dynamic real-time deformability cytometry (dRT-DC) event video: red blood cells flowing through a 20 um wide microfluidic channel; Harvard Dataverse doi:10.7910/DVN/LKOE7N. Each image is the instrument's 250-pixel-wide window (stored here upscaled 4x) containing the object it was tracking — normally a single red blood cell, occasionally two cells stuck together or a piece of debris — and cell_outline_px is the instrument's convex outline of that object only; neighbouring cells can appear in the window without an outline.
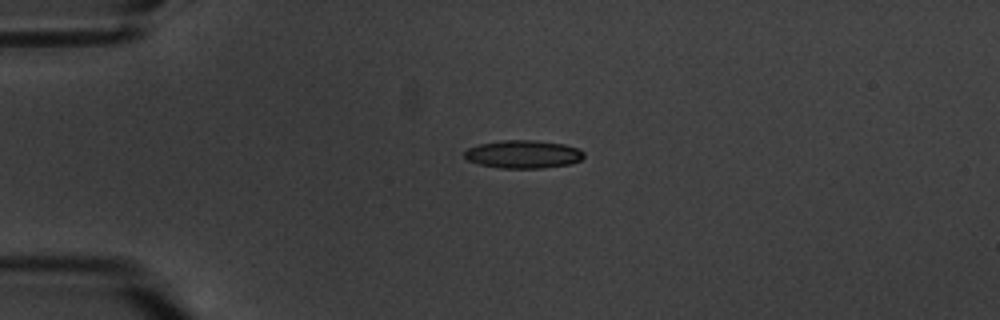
{"species": "common noctule bat (a hibernating species)", "species_latin": "Nyctalus noctula", "temperature_condition": "warm", "stored_images_in_passage": 3, "camera_frame_rate_fps": 3000, "um_per_image_px": 0.085, "animal": {"sex": "male", "body_mass_g": 20.1, "forearm_length_mm": 53.5}, "frame": {"image": 1, "passage_image": 2, "time_ms": 2.333, "image_size_px": [1000, 320], "cell_outline_px": [[584, 156], [580, 160], [568, 164], [540, 168], [500, 168], [480, 164], [468, 160], [464, 156], [464, 152], [468, 148], [480, 144], [504, 140], [536, 140], [564, 144], [576, 148], [584, 152]], "centroid_in_image_um": [44.47, 13.1], "position_along_channel_um": 40.5, "area_um2": 19.31}}